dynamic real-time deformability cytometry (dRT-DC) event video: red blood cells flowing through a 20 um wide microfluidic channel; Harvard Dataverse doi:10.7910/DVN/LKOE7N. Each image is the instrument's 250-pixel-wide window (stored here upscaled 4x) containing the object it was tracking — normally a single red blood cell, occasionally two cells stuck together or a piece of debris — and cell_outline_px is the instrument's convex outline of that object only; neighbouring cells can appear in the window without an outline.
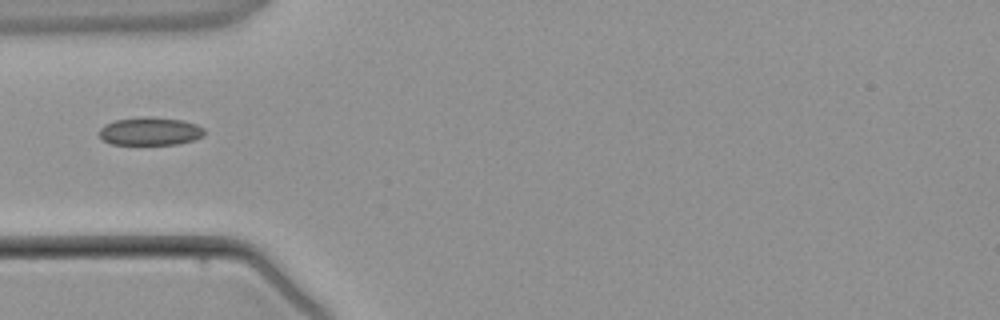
{"species": "common noctule bat (a hibernating species)", "species_latin": "Nyctalus noctula", "temperature_condition": "warm", "stored_images_in_passage": 1, "camera_frame_rate_fps": 3000, "um_per_image_px": 0.085, "animal": {"sex": "male", "body_mass_g": 21.5, "forearm_length_mm": 52.0}, "frame": {"image": 1, "passage_image": 1, "time_ms": 0.0, "image_size_px": [1000, 320], "cell_outline_px": [[204, 136], [192, 140], [176, 144], [112, 144], [104, 140], [100, 136], [100, 128], [104, 124], [116, 120], [144, 116], [152, 116], [180, 120], [196, 124], [204, 128]], "centroid_in_image_um": [12.76, 11.15], "position_along_channel_um": 72.2, "area_um2": 17.11}}